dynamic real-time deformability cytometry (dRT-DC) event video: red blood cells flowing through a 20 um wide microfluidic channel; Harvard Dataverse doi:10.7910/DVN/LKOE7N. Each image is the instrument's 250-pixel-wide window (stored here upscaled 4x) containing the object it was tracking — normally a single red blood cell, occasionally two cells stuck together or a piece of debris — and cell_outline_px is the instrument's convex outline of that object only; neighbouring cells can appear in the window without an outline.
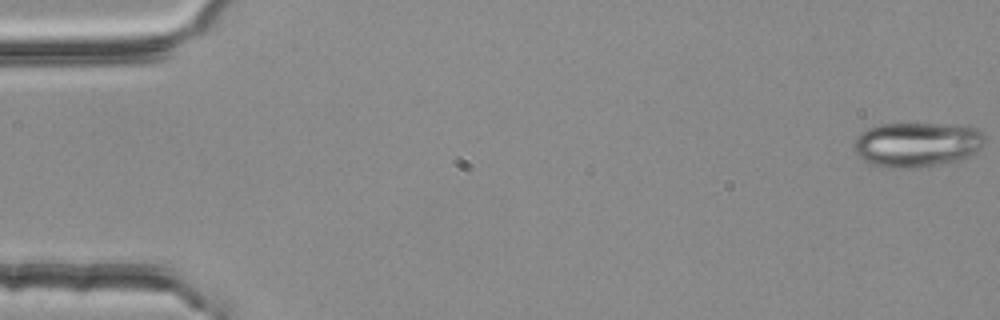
{"species": "common noctule bat (a hibernating species)", "species_latin": "Nyctalus noctula", "temperature_condition": "room temperature", "stored_images_in_passage": 5, "camera_frame_rate_fps": 3000, "um_per_image_px": 0.085, "animal": {"sex": "female", "body_mass_g": 25.1}, "frame": {"image": 1, "passage_image": 1, "time_ms": 0.0, "image_size_px": [1000, 320], "cell_outline_px": [[984, 144], [976, 152], [964, 160], [916, 168], [884, 168], [872, 164], [856, 156], [852, 148], [852, 144], [860, 132], [868, 128], [880, 124], [940, 124], [976, 128], [984, 136]], "centroid_in_image_um": [77.89, 12.31], "position_along_channel_um": 7.1, "area_um2": 34.51}}